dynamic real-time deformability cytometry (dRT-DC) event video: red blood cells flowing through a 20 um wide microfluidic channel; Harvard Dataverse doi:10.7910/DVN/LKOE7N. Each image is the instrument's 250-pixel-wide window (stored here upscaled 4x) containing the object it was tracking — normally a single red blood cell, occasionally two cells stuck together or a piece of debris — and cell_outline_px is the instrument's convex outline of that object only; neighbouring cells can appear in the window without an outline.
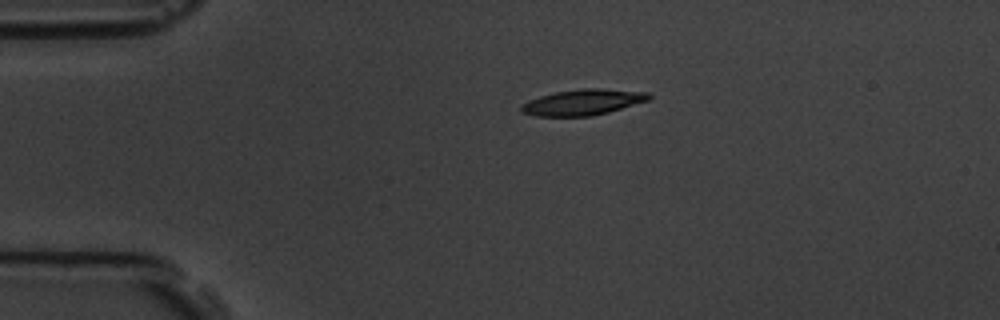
{"species": "common noctule bat (a hibernating species)", "species_latin": "Nyctalus noctula", "temperature_condition": "room temperature", "stored_images_in_passage": 2, "camera_frame_rate_fps": 3000, "um_per_image_px": 0.085, "animal": {"sex": "male", "body_mass_g": 19.5, "forearm_length_mm": 54.6}, "frame": {"image": 1, "passage_image": 1, "time_ms": 0.0, "image_size_px": [1000, 320], "cell_outline_px": [[652, 96], [648, 100], [608, 112], [592, 116], [536, 116], [520, 112], [520, 104], [528, 100], [540, 96], [556, 92], [584, 88], [600, 88], [648, 92]], "centroid_in_image_um": [49.51, 8.69], "position_along_channel_um": 35.5, "area_um2": 19.19}}